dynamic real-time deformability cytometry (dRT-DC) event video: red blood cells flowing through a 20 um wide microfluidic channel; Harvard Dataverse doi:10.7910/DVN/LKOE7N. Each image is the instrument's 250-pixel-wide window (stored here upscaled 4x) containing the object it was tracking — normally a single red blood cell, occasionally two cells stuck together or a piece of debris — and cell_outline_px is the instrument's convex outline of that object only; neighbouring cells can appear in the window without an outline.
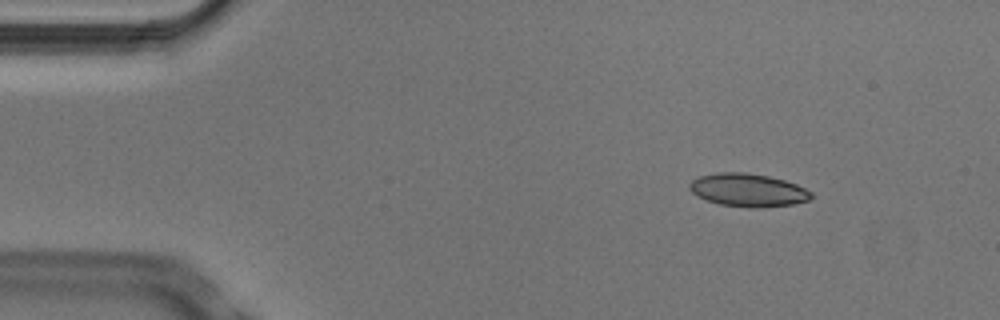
{"species": "Egyptian fruit bat (a non-hibernating species)", "species_latin": "Rousettus aegyptiacus", "temperature_condition": "cold", "stored_images_in_passage": 4, "camera_frame_rate_fps": 3000, "um_per_image_px": 0.085, "animal": {"sex": "male"}, "frame": {"image": 1, "passage_image": 2, "time_ms": 0.333, "image_size_px": [1000, 320], "cell_outline_px": [[812, 196], [808, 200], [792, 204], [756, 208], [748, 208], [720, 204], [696, 196], [688, 188], [688, 184], [696, 176], [716, 172], [744, 172], [768, 176], [784, 180], [796, 184], [812, 192]], "centroid_in_image_um": [63.52, 16.15], "position_along_channel_um": 21.5, "area_um2": 23.52}}